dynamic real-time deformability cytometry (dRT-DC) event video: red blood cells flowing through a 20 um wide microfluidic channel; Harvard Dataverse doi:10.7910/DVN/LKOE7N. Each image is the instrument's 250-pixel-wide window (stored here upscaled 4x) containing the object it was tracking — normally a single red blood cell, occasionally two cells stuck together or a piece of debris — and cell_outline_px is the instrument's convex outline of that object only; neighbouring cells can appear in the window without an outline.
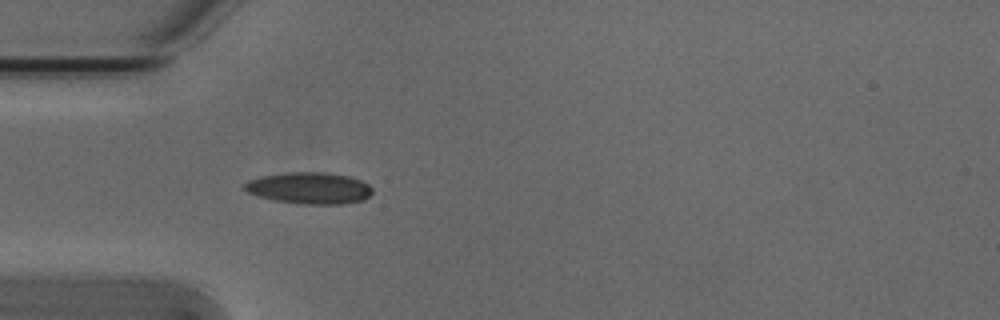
{"species": "Egyptian fruit bat (a non-hibernating species)", "species_latin": "Rousettus aegyptiacus", "temperature_condition": "cold", "stored_images_in_passage": 2, "camera_frame_rate_fps": 3000, "um_per_image_px": 0.085, "animal": {"sex": "male"}, "frame": {"image": 1, "passage_image": 2, "time_ms": 0.333, "image_size_px": [1000, 320], "cell_outline_px": [[372, 192], [364, 200], [340, 204], [296, 204], [276, 200], [260, 196], [248, 192], [240, 188], [248, 180], [260, 176], [292, 172], [324, 172], [348, 176], [360, 180], [368, 184], [372, 188]], "centroid_in_image_um": [26.28, 15.99], "position_along_channel_um": 58.7, "area_um2": 23.52}}